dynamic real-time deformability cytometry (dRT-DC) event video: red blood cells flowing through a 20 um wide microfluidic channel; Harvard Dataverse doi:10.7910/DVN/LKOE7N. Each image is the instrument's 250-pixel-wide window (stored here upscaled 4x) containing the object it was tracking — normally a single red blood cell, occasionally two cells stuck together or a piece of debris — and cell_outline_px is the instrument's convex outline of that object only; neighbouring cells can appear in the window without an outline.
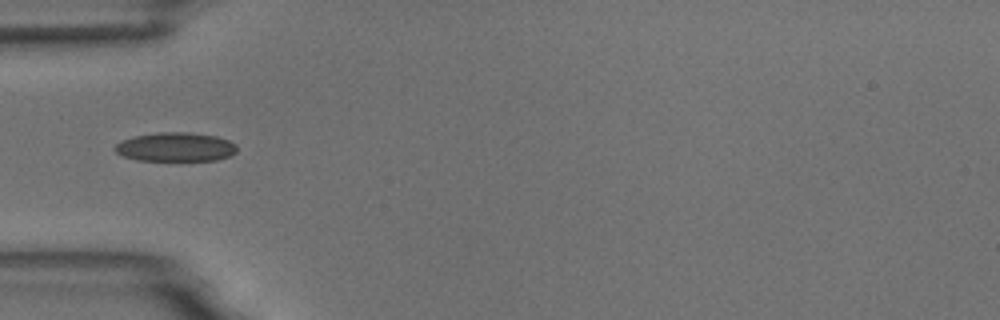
{"species": "common noctule bat (a hibernating species)", "species_latin": "Nyctalus noctula", "temperature_condition": "room temperature", "stored_images_in_passage": 6, "camera_frame_rate_fps": 3000, "um_per_image_px": 0.085, "animal": {"sex": "male", "body_mass_g": 18.8}, "frame": {"image": 1, "passage_image": 3, "time_ms": 2.333, "image_size_px": [1000, 320], "cell_outline_px": [[236, 152], [228, 156], [216, 160], [136, 160], [120, 156], [112, 148], [120, 140], [136, 136], [156, 132], [188, 132], [216, 136], [228, 140], [236, 144]], "centroid_in_image_um": [14.87, 12.49], "position_along_channel_um": 70.1, "area_um2": 20.69}}